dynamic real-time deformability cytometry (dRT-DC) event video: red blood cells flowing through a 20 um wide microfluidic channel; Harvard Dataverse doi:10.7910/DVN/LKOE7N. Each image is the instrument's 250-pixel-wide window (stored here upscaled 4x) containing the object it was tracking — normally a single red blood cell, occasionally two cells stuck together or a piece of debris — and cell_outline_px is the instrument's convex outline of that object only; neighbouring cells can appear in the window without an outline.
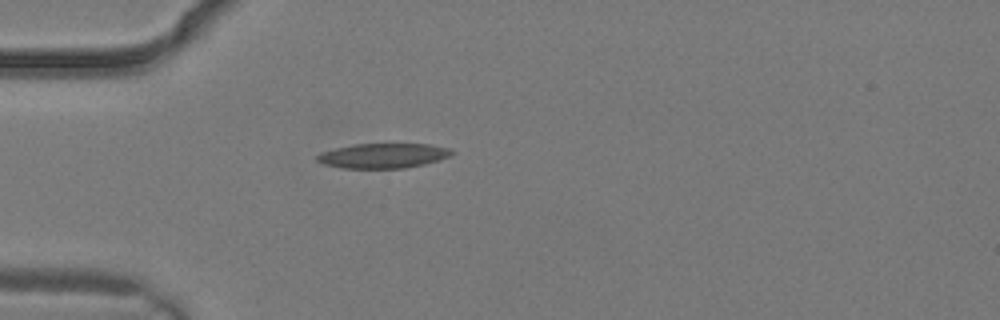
{"species": "common noctule bat (a hibernating species)", "species_latin": "Nyctalus noctula", "temperature_condition": "warm", "stored_images_in_passage": 1, "camera_frame_rate_fps": 3000, "um_per_image_px": 0.085, "animal": {"sex": "male", "body_mass_g": 19.2, "forearm_length_mm": 51.8}, "frame": {"image": 1, "passage_image": 1, "time_ms": 0.0, "image_size_px": [1000, 320], "cell_outline_px": [[456, 152], [448, 156], [424, 164], [404, 168], [340, 168], [324, 164], [316, 160], [316, 156], [320, 152], [336, 148], [356, 144], [428, 144], [452, 148]], "centroid_in_image_um": [32.56, 13.23], "position_along_channel_um": 52.4, "area_um2": 19.42}}